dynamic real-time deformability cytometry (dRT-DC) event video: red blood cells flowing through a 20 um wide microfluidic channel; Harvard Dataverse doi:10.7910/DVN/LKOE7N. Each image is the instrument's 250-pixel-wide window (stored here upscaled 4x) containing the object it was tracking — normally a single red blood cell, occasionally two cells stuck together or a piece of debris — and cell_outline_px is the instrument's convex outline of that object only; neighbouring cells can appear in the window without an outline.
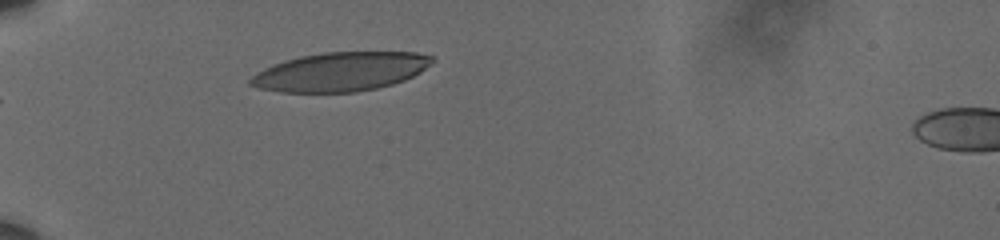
{"species": "human", "species_latin": "Homo sapiens", "temperature_condition": "cold", "stored_images_in_passage": 24, "camera_frame_rate_fps": 3000, "um_per_image_px": 0.085, "donor": {"sex": "male"}, "frame": {"image": 1, "passage_image": 1, "time_ms": 0.0, "image_size_px": [1000, 240], "cell_outline_px": [[436, 60], [420, 72], [404, 80], [392, 84], [376, 88], [356, 92], [280, 92], [256, 88], [248, 84], [248, 80], [256, 72], [264, 68], [284, 60], [300, 56], [324, 52], [416, 52], [432, 56]], "centroid_in_image_um": [28.91, 6.09], "position_along_channel_um": 56.1, "area_um2": 41.33}}
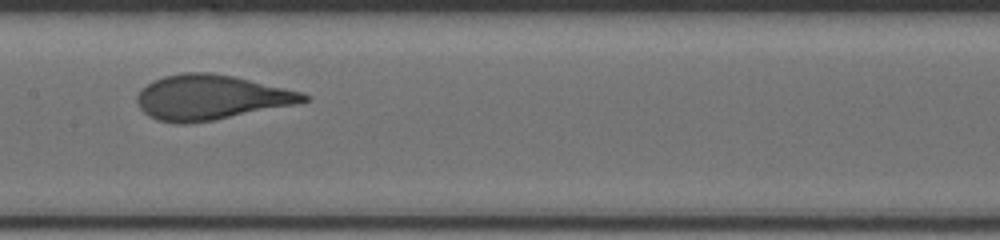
{"frame": {"image": 2, "passage_image": 13, "time_ms": 4.0, "image_size_px": [1000, 240], "cell_outline_px": [[308, 100], [292, 104], [212, 120], [184, 124], [176, 124], [156, 120], [148, 116], [140, 108], [136, 100], [136, 96], [152, 80], [164, 76], [184, 72], [212, 72], [232, 76], [304, 92], [308, 96]], "centroid_in_image_um": [17.86, 8.27], "position_along_channel_um": 189.5, "area_um2": 43.0}}
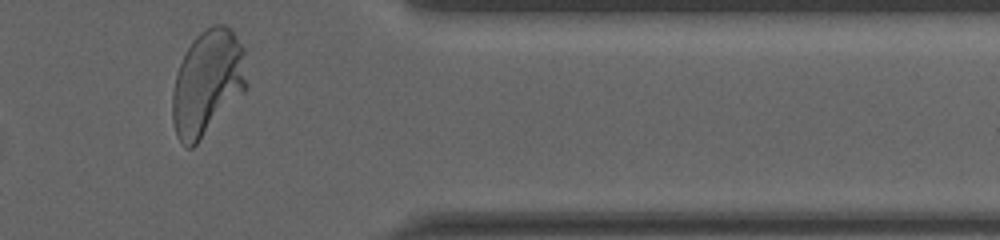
{"frame": {"image": 3, "passage_image": 23, "time_ms": 7.333, "image_size_px": [1000, 240], "cell_outline_px": [[248, 84], [196, 144], [192, 148], [188, 148], [176, 136], [172, 120], [172, 92], [176, 76], [180, 64], [192, 40], [200, 32], [212, 24], [224, 24], [232, 28], [244, 48]], "centroid_in_image_um": [17.63, 6.97], "position_along_channel_um": 393.8, "area_um2": 45.08}, "authors_computed_cell_mechanics": {"area_um2": 43.2922, "velocity_mm_per_s": 4.494, "shape_relaxation_time_tau1_ms": 6.2603, "shape_relaxation_time_tau2_ms": null, "deformation_change_tau1": 0.3117, "deformation_change_tau2": null}}